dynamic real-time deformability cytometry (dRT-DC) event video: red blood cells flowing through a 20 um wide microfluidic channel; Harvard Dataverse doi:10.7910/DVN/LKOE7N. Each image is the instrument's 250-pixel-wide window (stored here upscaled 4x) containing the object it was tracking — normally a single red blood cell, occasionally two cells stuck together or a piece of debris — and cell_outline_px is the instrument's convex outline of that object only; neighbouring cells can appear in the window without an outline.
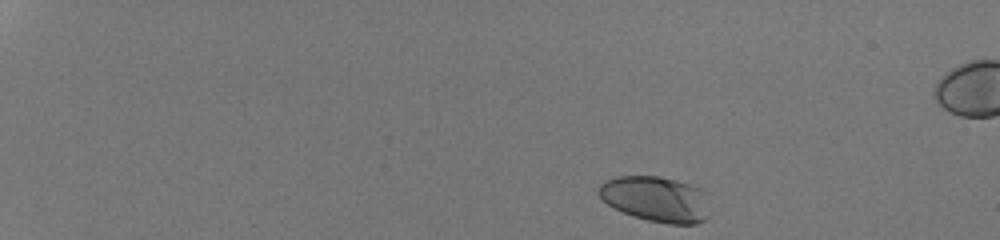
{"species": "human", "species_latin": "Homo sapiens", "temperature_condition": "room temperature", "stored_images_in_passage": 40, "camera_frame_rate_fps": 3000, "um_per_image_px": 0.085, "donor": {"sex": "male"}, "frame": {"image": 1, "passage_image": 1, "time_ms": 0.0, "image_size_px": [1000, 240], "cell_outline_px": [[708, 216], [704, 220], [696, 224], [668, 224], [648, 220], [632, 216], [600, 200], [596, 192], [600, 184], [604, 180], [616, 176], [660, 176], [676, 180], [700, 188], [704, 192]], "centroid_in_image_um": [55.69, 16.91], "position_along_channel_um": 29.3, "area_um2": 29.54}}
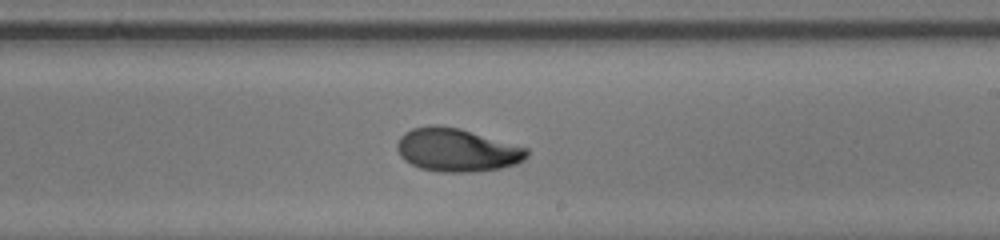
{"frame": {"image": 2, "passage_image": 27, "time_ms": 8.667, "image_size_px": [1000, 240], "cell_outline_px": [[528, 156], [524, 160], [516, 164], [500, 168], [476, 172], [440, 172], [420, 168], [404, 160], [400, 156], [396, 148], [396, 144], [400, 136], [404, 132], [412, 128], [428, 124], [436, 124], [460, 128], [528, 148]], "centroid_in_image_um": [38.81, 12.74], "position_along_channel_um": 250.2, "area_um2": 33.0}}
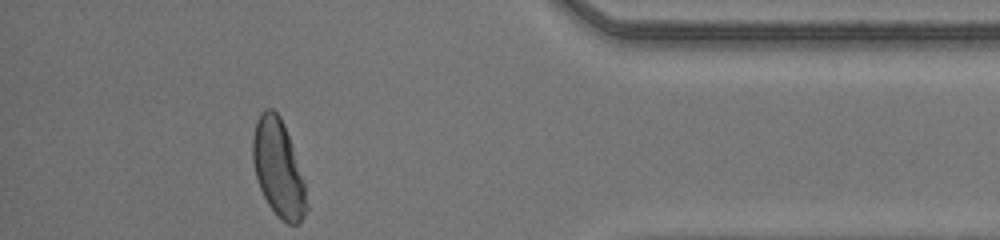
{"frame": {"image": 3, "passage_image": 40, "time_ms": 13.0, "image_size_px": [1000, 240], "cell_outline_px": [[308, 208], [300, 224], [288, 224], [268, 204], [260, 188], [256, 176], [252, 160], [252, 140], [256, 120], [264, 108], [272, 108], [280, 116], [284, 124], [304, 184], [308, 204]], "centroid_in_image_um": [23.64, 14.29], "position_along_channel_um": 411.6, "area_um2": 29.88}, "authors_computed_cell_mechanics": {"area_um2": 31.7611, "velocity_mm_per_s": 4.2579, "shape_relaxation_time_tau1_ms": 6.3545, "shape_relaxation_time_tau2_ms": 1.1622, "deformation_change_tau1": 0.2347, "deformation_change_tau2": 0.0514}}